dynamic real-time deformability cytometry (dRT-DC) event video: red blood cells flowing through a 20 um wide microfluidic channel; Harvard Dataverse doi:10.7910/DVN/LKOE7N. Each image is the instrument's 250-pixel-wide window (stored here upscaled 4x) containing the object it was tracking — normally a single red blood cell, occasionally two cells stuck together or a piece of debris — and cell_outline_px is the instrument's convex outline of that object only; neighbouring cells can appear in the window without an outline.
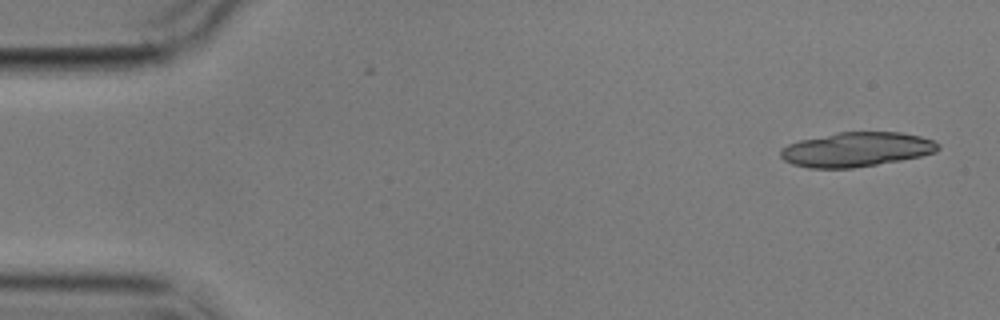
{"species": "common noctule bat (a hibernating species)", "species_latin": "Nyctalus noctula", "temperature_condition": "cold", "stored_images_in_passage": 10, "camera_frame_rate_fps": 3000, "um_per_image_px": 0.085, "animal": {"sex": "male", "body_mass_g": 17.9}, "frame": {"image": 1, "passage_image": 1, "time_ms": 0.0, "image_size_px": [1000, 320], "cell_outline_px": [[940, 148], [936, 152], [920, 156], [900, 160], [852, 168], [808, 168], [792, 164], [784, 160], [780, 156], [780, 148], [788, 144], [800, 140], [836, 132], [900, 132], [920, 136], [932, 140], [940, 144]], "centroid_in_image_um": [72.78, 12.7], "position_along_channel_um": 12.2, "area_um2": 31.67}}
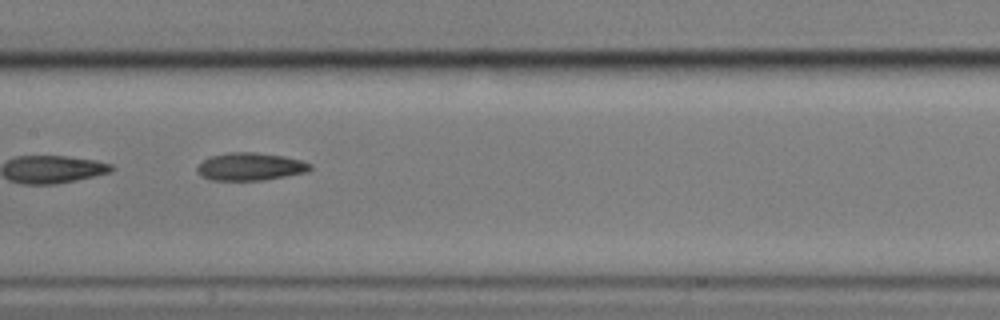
{"frame": {"image": 2, "passage_image": 7, "time_ms": 8.333, "image_size_px": [1000, 320], "cell_outline_px": [[312, 168], [308, 172], [264, 180], [212, 180], [196, 172], [196, 168], [204, 160], [212, 156], [228, 152], [256, 152], [284, 156], [300, 160], [312, 164]], "centroid_in_image_um": [21.31, 14.16], "position_along_channel_um": 186.1, "area_um2": 18.21}}
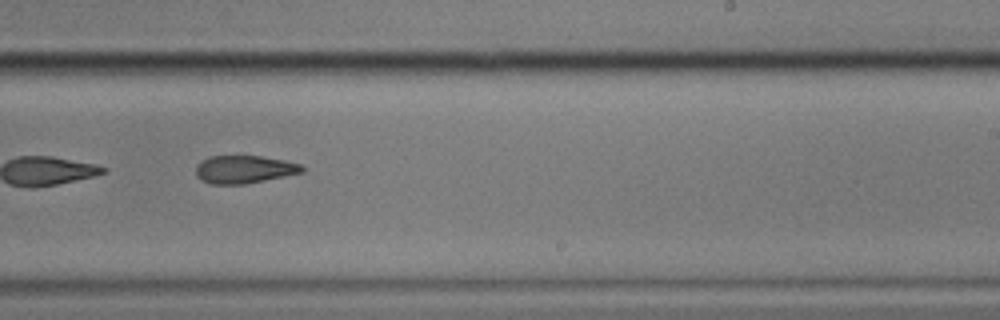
{"frame": {"image": 3, "passage_image": 9, "time_ms": 10.667, "image_size_px": [1000, 320], "cell_outline_px": [[304, 172], [244, 184], [212, 184], [200, 180], [196, 176], [196, 164], [200, 160], [208, 156], [260, 156], [284, 160], [300, 164], [304, 168]], "centroid_in_image_um": [20.71, 14.39], "position_along_channel_um": 268.3, "area_um2": 17.28}}